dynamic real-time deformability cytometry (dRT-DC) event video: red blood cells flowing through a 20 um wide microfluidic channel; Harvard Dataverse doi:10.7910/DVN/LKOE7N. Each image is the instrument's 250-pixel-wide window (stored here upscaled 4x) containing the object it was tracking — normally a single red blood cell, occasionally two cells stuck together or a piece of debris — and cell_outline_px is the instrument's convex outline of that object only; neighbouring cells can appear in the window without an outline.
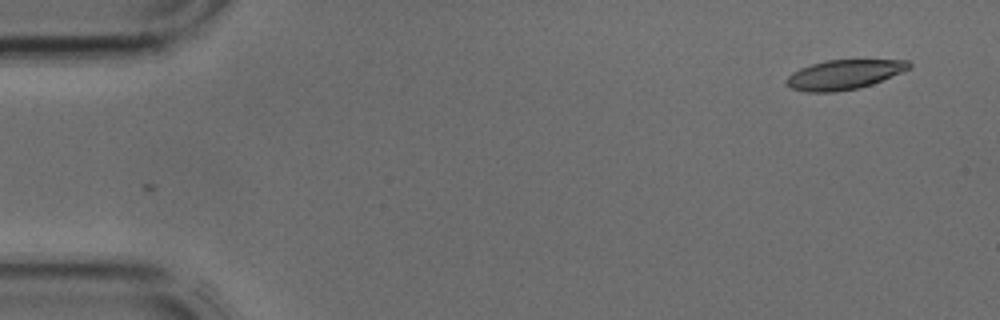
{"species": "common noctule bat (a hibernating species)", "species_latin": "Nyctalus noctula", "temperature_condition": "cold", "stored_images_in_passage": 40, "camera_frame_rate_fps": 3000, "um_per_image_px": 0.085, "animal": {"sex": "male", "body_mass_g": 17.9, "forearm_length_mm": 54.2}, "frame": {"image": 1, "passage_image": 1, "time_ms": 0.0, "image_size_px": [1000, 320], "cell_outline_px": [[912, 68], [872, 84], [860, 88], [832, 92], [808, 92], [792, 88], [788, 84], [788, 76], [792, 72], [800, 68], [812, 64], [828, 60], [908, 60], [912, 64]], "centroid_in_image_um": [71.79, 6.33], "position_along_channel_um": 13.2, "area_um2": 20.92}}
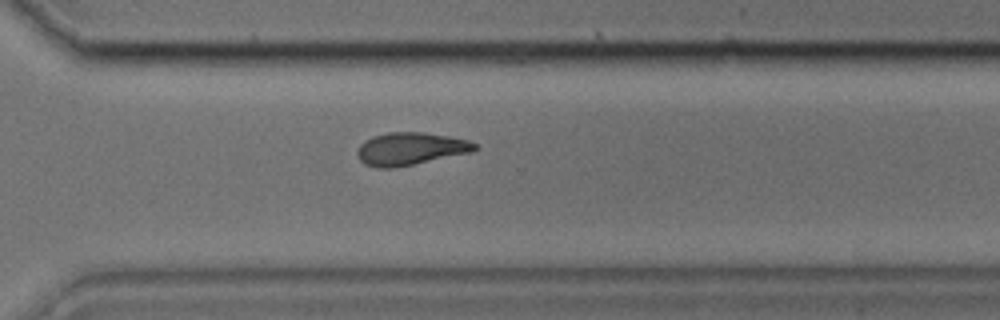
{"frame": {"image": 2, "passage_image": 28, "time_ms": 9.0, "image_size_px": [1000, 320], "cell_outline_px": [[480, 148], [472, 152], [392, 168], [376, 168], [364, 164], [360, 160], [356, 152], [360, 144], [364, 140], [372, 136], [388, 132], [424, 132], [448, 136], [468, 140], [476, 144]], "centroid_in_image_um": [34.86, 12.64], "position_along_channel_um": 335.7, "area_um2": 22.37}}
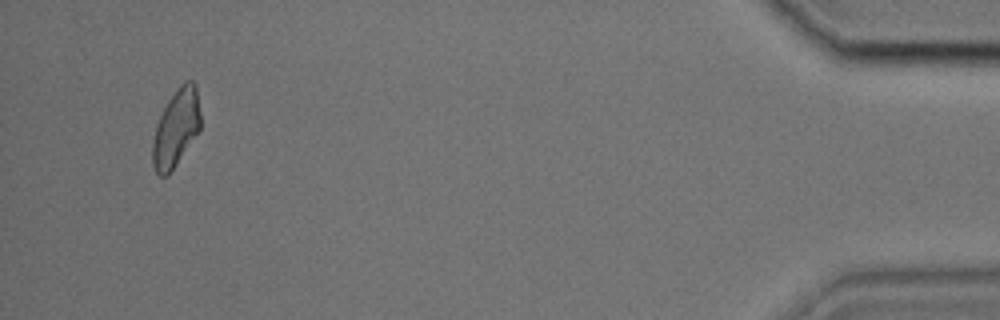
{"frame": {"image": 3, "passage_image": 38, "time_ms": 12.333, "image_size_px": [1000, 320], "cell_outline_px": [[200, 132], [168, 176], [160, 176], [156, 172], [152, 164], [152, 140], [156, 124], [168, 100], [176, 88], [184, 80], [192, 80], [196, 84], [200, 112]], "centroid_in_image_um": [14.97, 10.89], "position_along_channel_um": 420.2, "area_um2": 22.02}}